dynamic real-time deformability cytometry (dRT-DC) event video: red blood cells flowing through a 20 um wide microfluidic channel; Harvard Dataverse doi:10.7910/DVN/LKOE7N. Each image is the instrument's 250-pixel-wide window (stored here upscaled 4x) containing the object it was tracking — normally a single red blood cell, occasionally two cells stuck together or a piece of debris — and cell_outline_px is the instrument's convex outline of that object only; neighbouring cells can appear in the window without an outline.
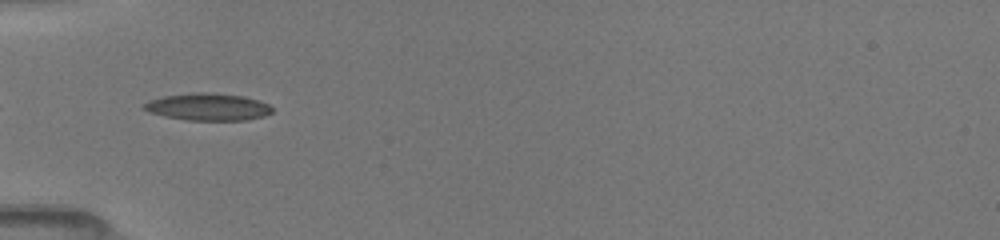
{"species": "common noctule bat (a hibernating species)", "species_latin": "Nyctalus noctula", "temperature_condition": "room temperature", "stored_images_in_passage": 16, "camera_frame_rate_fps": 3000, "um_per_image_px": 0.085, "animal": {"sex": "female", "body_mass_g": 19.5, "forearm_length_mm": 54.1}, "frame": {"image": 1, "passage_image": 3, "time_ms": 0.667, "image_size_px": [1000, 240], "cell_outline_px": [[272, 112], [264, 116], [244, 120], [184, 120], [164, 116], [148, 112], [144, 108], [144, 104], [152, 100], [164, 96], [196, 92], [208, 92], [244, 96], [268, 104], [272, 108]], "centroid_in_image_um": [17.68, 9.09], "position_along_channel_um": 67.3, "area_um2": 20.11}}
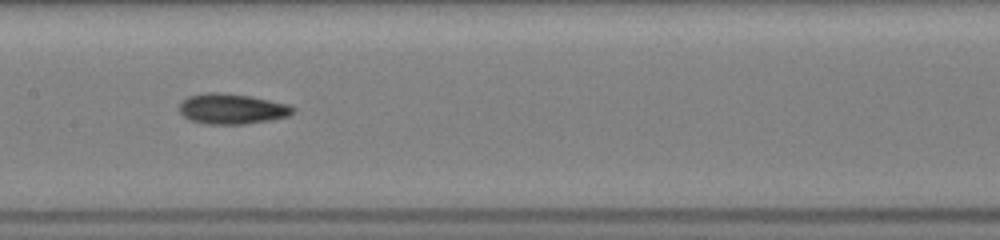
{"frame": {"image": 2, "passage_image": 12, "time_ms": 3.667, "image_size_px": [1000, 240], "cell_outline_px": [[296, 108], [288, 116], [272, 120], [244, 124], [204, 124], [188, 120], [180, 112], [180, 100], [188, 96], [204, 92], [224, 92], [248, 96], [288, 104]], "centroid_in_image_um": [19.67, 9.25], "position_along_channel_um": 187.7, "area_um2": 20.29}}